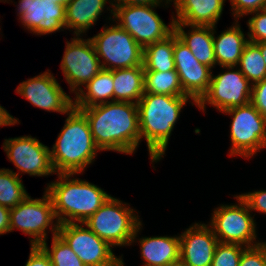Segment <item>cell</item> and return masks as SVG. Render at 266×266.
Here are the masks:
<instances>
[{
	"instance_id": "1",
	"label": "cell",
	"mask_w": 266,
	"mask_h": 266,
	"mask_svg": "<svg viewBox=\"0 0 266 266\" xmlns=\"http://www.w3.org/2000/svg\"><path fill=\"white\" fill-rule=\"evenodd\" d=\"M87 118L95 144L101 151L133 154L140 142L138 106L113 101L77 108Z\"/></svg>"
},
{
	"instance_id": "2",
	"label": "cell",
	"mask_w": 266,
	"mask_h": 266,
	"mask_svg": "<svg viewBox=\"0 0 266 266\" xmlns=\"http://www.w3.org/2000/svg\"><path fill=\"white\" fill-rule=\"evenodd\" d=\"M189 99L188 96L144 93L137 103L140 140L146 139L152 162L159 161L165 154L174 125Z\"/></svg>"
},
{
	"instance_id": "3",
	"label": "cell",
	"mask_w": 266,
	"mask_h": 266,
	"mask_svg": "<svg viewBox=\"0 0 266 266\" xmlns=\"http://www.w3.org/2000/svg\"><path fill=\"white\" fill-rule=\"evenodd\" d=\"M56 143L50 150L51 161L57 174H78L91 164L98 151L86 116L74 106Z\"/></svg>"
},
{
	"instance_id": "4",
	"label": "cell",
	"mask_w": 266,
	"mask_h": 266,
	"mask_svg": "<svg viewBox=\"0 0 266 266\" xmlns=\"http://www.w3.org/2000/svg\"><path fill=\"white\" fill-rule=\"evenodd\" d=\"M73 175L58 174L59 180L46 187L59 224L84 223L111 196L88 181L70 179Z\"/></svg>"
},
{
	"instance_id": "5",
	"label": "cell",
	"mask_w": 266,
	"mask_h": 266,
	"mask_svg": "<svg viewBox=\"0 0 266 266\" xmlns=\"http://www.w3.org/2000/svg\"><path fill=\"white\" fill-rule=\"evenodd\" d=\"M134 211L110 196L83 224L111 247L130 245L142 225Z\"/></svg>"
},
{
	"instance_id": "6",
	"label": "cell",
	"mask_w": 266,
	"mask_h": 266,
	"mask_svg": "<svg viewBox=\"0 0 266 266\" xmlns=\"http://www.w3.org/2000/svg\"><path fill=\"white\" fill-rule=\"evenodd\" d=\"M154 5H112V17L117 20V25L126 30L142 47L161 41L174 32V17L166 26L159 15L153 10Z\"/></svg>"
},
{
	"instance_id": "7",
	"label": "cell",
	"mask_w": 266,
	"mask_h": 266,
	"mask_svg": "<svg viewBox=\"0 0 266 266\" xmlns=\"http://www.w3.org/2000/svg\"><path fill=\"white\" fill-rule=\"evenodd\" d=\"M103 69L114 70L143 66V48L118 25L103 27L90 38ZM107 64L109 65L107 67Z\"/></svg>"
},
{
	"instance_id": "8",
	"label": "cell",
	"mask_w": 266,
	"mask_h": 266,
	"mask_svg": "<svg viewBox=\"0 0 266 266\" xmlns=\"http://www.w3.org/2000/svg\"><path fill=\"white\" fill-rule=\"evenodd\" d=\"M223 112L233 116L230 127V156L249 158L266 147V119L251 102Z\"/></svg>"
},
{
	"instance_id": "9",
	"label": "cell",
	"mask_w": 266,
	"mask_h": 266,
	"mask_svg": "<svg viewBox=\"0 0 266 266\" xmlns=\"http://www.w3.org/2000/svg\"><path fill=\"white\" fill-rule=\"evenodd\" d=\"M54 219L57 222L52 200L46 191L41 199L27 196L16 207L10 209V232L15 228L19 229L33 237L30 239L31 245H41L46 241L48 228L51 227L53 236L57 235L59 223L53 224Z\"/></svg>"
},
{
	"instance_id": "10",
	"label": "cell",
	"mask_w": 266,
	"mask_h": 266,
	"mask_svg": "<svg viewBox=\"0 0 266 266\" xmlns=\"http://www.w3.org/2000/svg\"><path fill=\"white\" fill-rule=\"evenodd\" d=\"M239 204L221 205L213 211L210 227L220 243L240 244L251 247L260 244L256 240V224L247 203L235 196Z\"/></svg>"
},
{
	"instance_id": "11",
	"label": "cell",
	"mask_w": 266,
	"mask_h": 266,
	"mask_svg": "<svg viewBox=\"0 0 266 266\" xmlns=\"http://www.w3.org/2000/svg\"><path fill=\"white\" fill-rule=\"evenodd\" d=\"M83 226V223H62L57 234L85 266H124L122 256L117 258L107 242Z\"/></svg>"
},
{
	"instance_id": "12",
	"label": "cell",
	"mask_w": 266,
	"mask_h": 266,
	"mask_svg": "<svg viewBox=\"0 0 266 266\" xmlns=\"http://www.w3.org/2000/svg\"><path fill=\"white\" fill-rule=\"evenodd\" d=\"M229 71L211 76L207 93L196 104L205 111L206 104H210L223 112L229 108L243 106L250 103L253 85L237 68L223 67ZM232 70V71H231Z\"/></svg>"
},
{
	"instance_id": "13",
	"label": "cell",
	"mask_w": 266,
	"mask_h": 266,
	"mask_svg": "<svg viewBox=\"0 0 266 266\" xmlns=\"http://www.w3.org/2000/svg\"><path fill=\"white\" fill-rule=\"evenodd\" d=\"M76 37L71 42H66L60 65L71 92H75V95L82 90V85L85 86L103 69L90 38L85 40L78 35Z\"/></svg>"
},
{
	"instance_id": "14",
	"label": "cell",
	"mask_w": 266,
	"mask_h": 266,
	"mask_svg": "<svg viewBox=\"0 0 266 266\" xmlns=\"http://www.w3.org/2000/svg\"><path fill=\"white\" fill-rule=\"evenodd\" d=\"M3 149L15 167L30 176H47L56 173L49 147L31 136L5 139Z\"/></svg>"
},
{
	"instance_id": "15",
	"label": "cell",
	"mask_w": 266,
	"mask_h": 266,
	"mask_svg": "<svg viewBox=\"0 0 266 266\" xmlns=\"http://www.w3.org/2000/svg\"><path fill=\"white\" fill-rule=\"evenodd\" d=\"M174 62L184 94L197 104L209 89L211 68L201 64L175 33Z\"/></svg>"
},
{
	"instance_id": "16",
	"label": "cell",
	"mask_w": 266,
	"mask_h": 266,
	"mask_svg": "<svg viewBox=\"0 0 266 266\" xmlns=\"http://www.w3.org/2000/svg\"><path fill=\"white\" fill-rule=\"evenodd\" d=\"M16 92L35 107L49 112L67 114L74 106L73 100L63 91L53 74L48 71L23 81L17 87Z\"/></svg>"
},
{
	"instance_id": "17",
	"label": "cell",
	"mask_w": 266,
	"mask_h": 266,
	"mask_svg": "<svg viewBox=\"0 0 266 266\" xmlns=\"http://www.w3.org/2000/svg\"><path fill=\"white\" fill-rule=\"evenodd\" d=\"M17 8L22 25L37 35L65 28L66 8L55 0H20Z\"/></svg>"
},
{
	"instance_id": "18",
	"label": "cell",
	"mask_w": 266,
	"mask_h": 266,
	"mask_svg": "<svg viewBox=\"0 0 266 266\" xmlns=\"http://www.w3.org/2000/svg\"><path fill=\"white\" fill-rule=\"evenodd\" d=\"M218 243L211 227L195 223L180 235V259L188 266H211Z\"/></svg>"
},
{
	"instance_id": "19",
	"label": "cell",
	"mask_w": 266,
	"mask_h": 266,
	"mask_svg": "<svg viewBox=\"0 0 266 266\" xmlns=\"http://www.w3.org/2000/svg\"><path fill=\"white\" fill-rule=\"evenodd\" d=\"M178 18L175 23L188 26H215L223 11L225 0H174Z\"/></svg>"
},
{
	"instance_id": "20",
	"label": "cell",
	"mask_w": 266,
	"mask_h": 266,
	"mask_svg": "<svg viewBox=\"0 0 266 266\" xmlns=\"http://www.w3.org/2000/svg\"><path fill=\"white\" fill-rule=\"evenodd\" d=\"M184 23H174V33L185 44L194 57L211 69L216 65L213 45V26L192 25L188 34L184 31Z\"/></svg>"
},
{
	"instance_id": "21",
	"label": "cell",
	"mask_w": 266,
	"mask_h": 266,
	"mask_svg": "<svg viewBox=\"0 0 266 266\" xmlns=\"http://www.w3.org/2000/svg\"><path fill=\"white\" fill-rule=\"evenodd\" d=\"M139 243L144 266H166L180 259V236L144 237Z\"/></svg>"
},
{
	"instance_id": "22",
	"label": "cell",
	"mask_w": 266,
	"mask_h": 266,
	"mask_svg": "<svg viewBox=\"0 0 266 266\" xmlns=\"http://www.w3.org/2000/svg\"><path fill=\"white\" fill-rule=\"evenodd\" d=\"M228 30L222 32L218 37L214 36L215 26H213V45L216 57V64L221 67H236L239 59L249 39L245 38L241 31L238 19Z\"/></svg>"
},
{
	"instance_id": "23",
	"label": "cell",
	"mask_w": 266,
	"mask_h": 266,
	"mask_svg": "<svg viewBox=\"0 0 266 266\" xmlns=\"http://www.w3.org/2000/svg\"><path fill=\"white\" fill-rule=\"evenodd\" d=\"M107 1L71 0L65 6V28L74 29V34L80 36L96 23Z\"/></svg>"
},
{
	"instance_id": "24",
	"label": "cell",
	"mask_w": 266,
	"mask_h": 266,
	"mask_svg": "<svg viewBox=\"0 0 266 266\" xmlns=\"http://www.w3.org/2000/svg\"><path fill=\"white\" fill-rule=\"evenodd\" d=\"M114 101L137 104L145 93L144 67L114 69Z\"/></svg>"
},
{
	"instance_id": "25",
	"label": "cell",
	"mask_w": 266,
	"mask_h": 266,
	"mask_svg": "<svg viewBox=\"0 0 266 266\" xmlns=\"http://www.w3.org/2000/svg\"><path fill=\"white\" fill-rule=\"evenodd\" d=\"M85 88L77 92L74 101L75 108H88L94 105L114 101L113 70L102 69ZM112 101H108V100Z\"/></svg>"
},
{
	"instance_id": "26",
	"label": "cell",
	"mask_w": 266,
	"mask_h": 266,
	"mask_svg": "<svg viewBox=\"0 0 266 266\" xmlns=\"http://www.w3.org/2000/svg\"><path fill=\"white\" fill-rule=\"evenodd\" d=\"M143 67L144 71L175 70L174 32L167 38L143 48Z\"/></svg>"
},
{
	"instance_id": "27",
	"label": "cell",
	"mask_w": 266,
	"mask_h": 266,
	"mask_svg": "<svg viewBox=\"0 0 266 266\" xmlns=\"http://www.w3.org/2000/svg\"><path fill=\"white\" fill-rule=\"evenodd\" d=\"M145 93L186 96L176 70L167 72L144 71Z\"/></svg>"
},
{
	"instance_id": "28",
	"label": "cell",
	"mask_w": 266,
	"mask_h": 266,
	"mask_svg": "<svg viewBox=\"0 0 266 266\" xmlns=\"http://www.w3.org/2000/svg\"><path fill=\"white\" fill-rule=\"evenodd\" d=\"M18 173L9 169H0V205L9 209L16 207L27 196Z\"/></svg>"
},
{
	"instance_id": "29",
	"label": "cell",
	"mask_w": 266,
	"mask_h": 266,
	"mask_svg": "<svg viewBox=\"0 0 266 266\" xmlns=\"http://www.w3.org/2000/svg\"><path fill=\"white\" fill-rule=\"evenodd\" d=\"M239 70L252 85L266 77V65L261 55L260 47L254 42H248L238 62Z\"/></svg>"
},
{
	"instance_id": "30",
	"label": "cell",
	"mask_w": 266,
	"mask_h": 266,
	"mask_svg": "<svg viewBox=\"0 0 266 266\" xmlns=\"http://www.w3.org/2000/svg\"><path fill=\"white\" fill-rule=\"evenodd\" d=\"M40 246L50 257L53 266H85L58 234L52 237L51 250L46 241Z\"/></svg>"
},
{
	"instance_id": "31",
	"label": "cell",
	"mask_w": 266,
	"mask_h": 266,
	"mask_svg": "<svg viewBox=\"0 0 266 266\" xmlns=\"http://www.w3.org/2000/svg\"><path fill=\"white\" fill-rule=\"evenodd\" d=\"M244 247L240 244L219 242L211 266H238Z\"/></svg>"
},
{
	"instance_id": "32",
	"label": "cell",
	"mask_w": 266,
	"mask_h": 266,
	"mask_svg": "<svg viewBox=\"0 0 266 266\" xmlns=\"http://www.w3.org/2000/svg\"><path fill=\"white\" fill-rule=\"evenodd\" d=\"M249 14H254L247 24L250 30L248 32L249 41L254 43L266 42V8Z\"/></svg>"
},
{
	"instance_id": "33",
	"label": "cell",
	"mask_w": 266,
	"mask_h": 266,
	"mask_svg": "<svg viewBox=\"0 0 266 266\" xmlns=\"http://www.w3.org/2000/svg\"><path fill=\"white\" fill-rule=\"evenodd\" d=\"M238 266H266V242L245 247Z\"/></svg>"
},
{
	"instance_id": "34",
	"label": "cell",
	"mask_w": 266,
	"mask_h": 266,
	"mask_svg": "<svg viewBox=\"0 0 266 266\" xmlns=\"http://www.w3.org/2000/svg\"><path fill=\"white\" fill-rule=\"evenodd\" d=\"M230 2L236 19L244 14L247 15L266 8V0H230Z\"/></svg>"
},
{
	"instance_id": "35",
	"label": "cell",
	"mask_w": 266,
	"mask_h": 266,
	"mask_svg": "<svg viewBox=\"0 0 266 266\" xmlns=\"http://www.w3.org/2000/svg\"><path fill=\"white\" fill-rule=\"evenodd\" d=\"M250 102L266 119V77L253 84Z\"/></svg>"
},
{
	"instance_id": "36",
	"label": "cell",
	"mask_w": 266,
	"mask_h": 266,
	"mask_svg": "<svg viewBox=\"0 0 266 266\" xmlns=\"http://www.w3.org/2000/svg\"><path fill=\"white\" fill-rule=\"evenodd\" d=\"M240 197L247 203L250 211L266 214V190L241 194Z\"/></svg>"
},
{
	"instance_id": "37",
	"label": "cell",
	"mask_w": 266,
	"mask_h": 266,
	"mask_svg": "<svg viewBox=\"0 0 266 266\" xmlns=\"http://www.w3.org/2000/svg\"><path fill=\"white\" fill-rule=\"evenodd\" d=\"M25 266H53L48 254L40 245H31L29 259Z\"/></svg>"
},
{
	"instance_id": "38",
	"label": "cell",
	"mask_w": 266,
	"mask_h": 266,
	"mask_svg": "<svg viewBox=\"0 0 266 266\" xmlns=\"http://www.w3.org/2000/svg\"><path fill=\"white\" fill-rule=\"evenodd\" d=\"M10 233V209L0 205V235Z\"/></svg>"
},
{
	"instance_id": "39",
	"label": "cell",
	"mask_w": 266,
	"mask_h": 266,
	"mask_svg": "<svg viewBox=\"0 0 266 266\" xmlns=\"http://www.w3.org/2000/svg\"><path fill=\"white\" fill-rule=\"evenodd\" d=\"M163 0H114L111 5H129V6H140V5H154L160 4ZM114 2H116L114 4Z\"/></svg>"
},
{
	"instance_id": "40",
	"label": "cell",
	"mask_w": 266,
	"mask_h": 266,
	"mask_svg": "<svg viewBox=\"0 0 266 266\" xmlns=\"http://www.w3.org/2000/svg\"><path fill=\"white\" fill-rule=\"evenodd\" d=\"M18 119L11 116L6 109L0 106V126L14 125L18 123Z\"/></svg>"
},
{
	"instance_id": "41",
	"label": "cell",
	"mask_w": 266,
	"mask_h": 266,
	"mask_svg": "<svg viewBox=\"0 0 266 266\" xmlns=\"http://www.w3.org/2000/svg\"><path fill=\"white\" fill-rule=\"evenodd\" d=\"M256 44L260 47V52H261L262 57L264 58V62L266 65V42H259Z\"/></svg>"
},
{
	"instance_id": "42",
	"label": "cell",
	"mask_w": 266,
	"mask_h": 266,
	"mask_svg": "<svg viewBox=\"0 0 266 266\" xmlns=\"http://www.w3.org/2000/svg\"><path fill=\"white\" fill-rule=\"evenodd\" d=\"M166 266H188V265H186L181 259H179V260L172 262Z\"/></svg>"
},
{
	"instance_id": "43",
	"label": "cell",
	"mask_w": 266,
	"mask_h": 266,
	"mask_svg": "<svg viewBox=\"0 0 266 266\" xmlns=\"http://www.w3.org/2000/svg\"><path fill=\"white\" fill-rule=\"evenodd\" d=\"M71 0H55V4H62L66 6Z\"/></svg>"
},
{
	"instance_id": "44",
	"label": "cell",
	"mask_w": 266,
	"mask_h": 266,
	"mask_svg": "<svg viewBox=\"0 0 266 266\" xmlns=\"http://www.w3.org/2000/svg\"><path fill=\"white\" fill-rule=\"evenodd\" d=\"M165 1H166V4H169L172 0H165Z\"/></svg>"
}]
</instances>
